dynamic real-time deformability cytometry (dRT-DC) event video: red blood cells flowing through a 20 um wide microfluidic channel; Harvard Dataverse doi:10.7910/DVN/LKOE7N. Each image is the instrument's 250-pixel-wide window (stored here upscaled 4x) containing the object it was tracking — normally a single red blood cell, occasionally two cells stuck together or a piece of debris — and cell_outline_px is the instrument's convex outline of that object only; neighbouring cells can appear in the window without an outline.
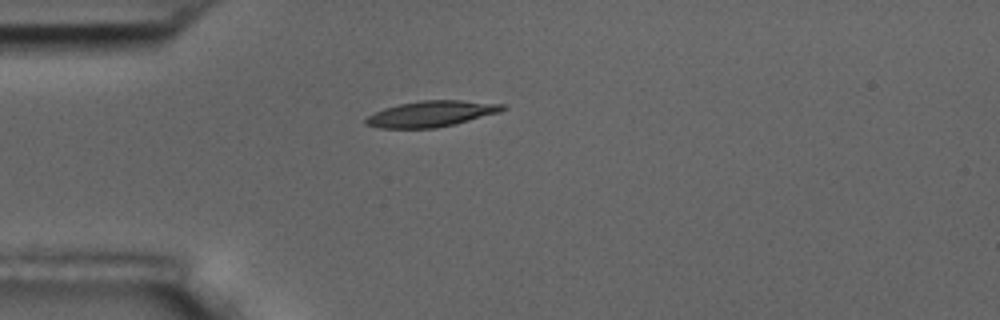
{"species": "common noctule bat (a hibernating species)", "species_latin": "Nyctalus noctula", "temperature_condition": "room temperature", "stored_images_in_passage": 4, "camera_frame_rate_fps": 3000, "um_per_image_px": 0.085, "animal": {"sex": "male", "body_mass_g": 17.5, "forearm_length_mm": 52.3}, "frame": {"image": 1, "passage_image": 1, "time_ms": 0.0, "image_size_px": [1000, 320], "cell_outline_px": [[508, 108], [500, 112], [456, 124], [436, 128], [380, 128], [364, 124], [364, 120], [368, 116], [384, 108], [400, 104], [420, 100], [460, 100], [504, 104]], "centroid_in_image_um": [36.68, 9.67], "position_along_channel_um": 48.3, "area_um2": 20.69}}
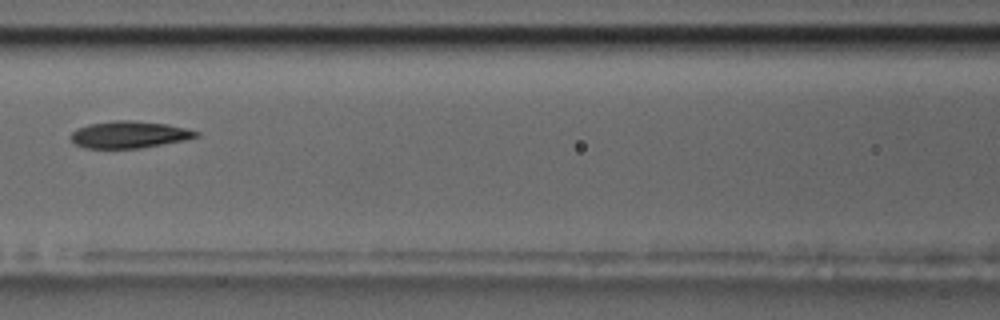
{"frame": {"image": 2, "passage_image": 4, "time_ms": 3.333, "image_size_px": [1000, 320], "cell_outline_px": [[200, 136], [184, 140], [140, 148], [84, 148], [76, 144], [72, 140], [72, 132], [76, 128], [88, 124], [112, 120], [132, 120], [168, 124], [200, 132]], "centroid_in_image_um": [10.98, 11.43], "position_along_channel_um": 155.6, "area_um2": 19.65}}